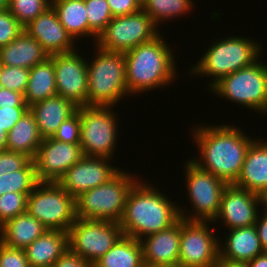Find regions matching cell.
<instances>
[{
  "label": "cell",
  "instance_id": "40",
  "mask_svg": "<svg viewBox=\"0 0 267 267\" xmlns=\"http://www.w3.org/2000/svg\"><path fill=\"white\" fill-rule=\"evenodd\" d=\"M28 110L29 107H0V129L9 132Z\"/></svg>",
  "mask_w": 267,
  "mask_h": 267
},
{
  "label": "cell",
  "instance_id": "35",
  "mask_svg": "<svg viewBox=\"0 0 267 267\" xmlns=\"http://www.w3.org/2000/svg\"><path fill=\"white\" fill-rule=\"evenodd\" d=\"M30 69L2 65L0 86L24 94L29 80Z\"/></svg>",
  "mask_w": 267,
  "mask_h": 267
},
{
  "label": "cell",
  "instance_id": "47",
  "mask_svg": "<svg viewBox=\"0 0 267 267\" xmlns=\"http://www.w3.org/2000/svg\"><path fill=\"white\" fill-rule=\"evenodd\" d=\"M214 267H247L246 264L229 263L219 260Z\"/></svg>",
  "mask_w": 267,
  "mask_h": 267
},
{
  "label": "cell",
  "instance_id": "33",
  "mask_svg": "<svg viewBox=\"0 0 267 267\" xmlns=\"http://www.w3.org/2000/svg\"><path fill=\"white\" fill-rule=\"evenodd\" d=\"M89 28L97 35L105 29L113 16L107 0H84Z\"/></svg>",
  "mask_w": 267,
  "mask_h": 267
},
{
  "label": "cell",
  "instance_id": "3",
  "mask_svg": "<svg viewBox=\"0 0 267 267\" xmlns=\"http://www.w3.org/2000/svg\"><path fill=\"white\" fill-rule=\"evenodd\" d=\"M124 57L129 95L163 87L175 79L174 56L160 34L125 52Z\"/></svg>",
  "mask_w": 267,
  "mask_h": 267
},
{
  "label": "cell",
  "instance_id": "10",
  "mask_svg": "<svg viewBox=\"0 0 267 267\" xmlns=\"http://www.w3.org/2000/svg\"><path fill=\"white\" fill-rule=\"evenodd\" d=\"M112 107L79 106L80 111V145L83 156H113L117 143L116 114Z\"/></svg>",
  "mask_w": 267,
  "mask_h": 267
},
{
  "label": "cell",
  "instance_id": "34",
  "mask_svg": "<svg viewBox=\"0 0 267 267\" xmlns=\"http://www.w3.org/2000/svg\"><path fill=\"white\" fill-rule=\"evenodd\" d=\"M27 195L8 192L0 196V226L17 215L26 212Z\"/></svg>",
  "mask_w": 267,
  "mask_h": 267
},
{
  "label": "cell",
  "instance_id": "12",
  "mask_svg": "<svg viewBox=\"0 0 267 267\" xmlns=\"http://www.w3.org/2000/svg\"><path fill=\"white\" fill-rule=\"evenodd\" d=\"M186 165V186L189 202L194 214L179 209L180 218L185 220L213 221L220 210L222 193L228 185L225 181L199 168L192 160ZM196 214V215H195Z\"/></svg>",
  "mask_w": 267,
  "mask_h": 267
},
{
  "label": "cell",
  "instance_id": "46",
  "mask_svg": "<svg viewBox=\"0 0 267 267\" xmlns=\"http://www.w3.org/2000/svg\"><path fill=\"white\" fill-rule=\"evenodd\" d=\"M7 135L8 132L5 129H0V152L7 150Z\"/></svg>",
  "mask_w": 267,
  "mask_h": 267
},
{
  "label": "cell",
  "instance_id": "42",
  "mask_svg": "<svg viewBox=\"0 0 267 267\" xmlns=\"http://www.w3.org/2000/svg\"><path fill=\"white\" fill-rule=\"evenodd\" d=\"M52 267H93V265L68 247Z\"/></svg>",
  "mask_w": 267,
  "mask_h": 267
},
{
  "label": "cell",
  "instance_id": "36",
  "mask_svg": "<svg viewBox=\"0 0 267 267\" xmlns=\"http://www.w3.org/2000/svg\"><path fill=\"white\" fill-rule=\"evenodd\" d=\"M80 131V111L77 109L72 116L62 122L52 138L61 142L76 144L80 143Z\"/></svg>",
  "mask_w": 267,
  "mask_h": 267
},
{
  "label": "cell",
  "instance_id": "29",
  "mask_svg": "<svg viewBox=\"0 0 267 267\" xmlns=\"http://www.w3.org/2000/svg\"><path fill=\"white\" fill-rule=\"evenodd\" d=\"M93 267H145L140 240L123 235Z\"/></svg>",
  "mask_w": 267,
  "mask_h": 267
},
{
  "label": "cell",
  "instance_id": "15",
  "mask_svg": "<svg viewBox=\"0 0 267 267\" xmlns=\"http://www.w3.org/2000/svg\"><path fill=\"white\" fill-rule=\"evenodd\" d=\"M106 157L83 156L73 164L57 183L75 199L85 191L98 187L113 178L120 169L109 165Z\"/></svg>",
  "mask_w": 267,
  "mask_h": 267
},
{
  "label": "cell",
  "instance_id": "6",
  "mask_svg": "<svg viewBox=\"0 0 267 267\" xmlns=\"http://www.w3.org/2000/svg\"><path fill=\"white\" fill-rule=\"evenodd\" d=\"M136 179L120 170L108 182L83 192L75 199L76 218L119 222Z\"/></svg>",
  "mask_w": 267,
  "mask_h": 267
},
{
  "label": "cell",
  "instance_id": "32",
  "mask_svg": "<svg viewBox=\"0 0 267 267\" xmlns=\"http://www.w3.org/2000/svg\"><path fill=\"white\" fill-rule=\"evenodd\" d=\"M51 6V0H9L7 10L25 28Z\"/></svg>",
  "mask_w": 267,
  "mask_h": 267
},
{
  "label": "cell",
  "instance_id": "19",
  "mask_svg": "<svg viewBox=\"0 0 267 267\" xmlns=\"http://www.w3.org/2000/svg\"><path fill=\"white\" fill-rule=\"evenodd\" d=\"M140 242L145 267L179 263L180 219L170 228L147 235Z\"/></svg>",
  "mask_w": 267,
  "mask_h": 267
},
{
  "label": "cell",
  "instance_id": "1",
  "mask_svg": "<svg viewBox=\"0 0 267 267\" xmlns=\"http://www.w3.org/2000/svg\"><path fill=\"white\" fill-rule=\"evenodd\" d=\"M193 130V138L201 153L199 157L204 161L193 158L192 162L227 184H234L241 173L247 150L254 140L233 125L201 127L200 124Z\"/></svg>",
  "mask_w": 267,
  "mask_h": 267
},
{
  "label": "cell",
  "instance_id": "26",
  "mask_svg": "<svg viewBox=\"0 0 267 267\" xmlns=\"http://www.w3.org/2000/svg\"><path fill=\"white\" fill-rule=\"evenodd\" d=\"M42 140L36 118L28 110L8 132L7 151L23 153L33 160Z\"/></svg>",
  "mask_w": 267,
  "mask_h": 267
},
{
  "label": "cell",
  "instance_id": "13",
  "mask_svg": "<svg viewBox=\"0 0 267 267\" xmlns=\"http://www.w3.org/2000/svg\"><path fill=\"white\" fill-rule=\"evenodd\" d=\"M209 222L212 221L180 218L179 263L184 267H214L220 260L222 244L209 228Z\"/></svg>",
  "mask_w": 267,
  "mask_h": 267
},
{
  "label": "cell",
  "instance_id": "43",
  "mask_svg": "<svg viewBox=\"0 0 267 267\" xmlns=\"http://www.w3.org/2000/svg\"><path fill=\"white\" fill-rule=\"evenodd\" d=\"M0 107H29L24 94L0 86Z\"/></svg>",
  "mask_w": 267,
  "mask_h": 267
},
{
  "label": "cell",
  "instance_id": "49",
  "mask_svg": "<svg viewBox=\"0 0 267 267\" xmlns=\"http://www.w3.org/2000/svg\"><path fill=\"white\" fill-rule=\"evenodd\" d=\"M159 267H184V266L180 263H176V264L164 265V266H159Z\"/></svg>",
  "mask_w": 267,
  "mask_h": 267
},
{
  "label": "cell",
  "instance_id": "44",
  "mask_svg": "<svg viewBox=\"0 0 267 267\" xmlns=\"http://www.w3.org/2000/svg\"><path fill=\"white\" fill-rule=\"evenodd\" d=\"M263 217L262 215L257 217L255 222V227L258 232L260 244L264 251H267V209L264 208ZM261 217V218H260Z\"/></svg>",
  "mask_w": 267,
  "mask_h": 267
},
{
  "label": "cell",
  "instance_id": "7",
  "mask_svg": "<svg viewBox=\"0 0 267 267\" xmlns=\"http://www.w3.org/2000/svg\"><path fill=\"white\" fill-rule=\"evenodd\" d=\"M26 212L48 230L68 232L76 220L75 198L57 182H39L27 197Z\"/></svg>",
  "mask_w": 267,
  "mask_h": 267
},
{
  "label": "cell",
  "instance_id": "45",
  "mask_svg": "<svg viewBox=\"0 0 267 267\" xmlns=\"http://www.w3.org/2000/svg\"><path fill=\"white\" fill-rule=\"evenodd\" d=\"M247 267H267V251L256 256L254 259L246 263Z\"/></svg>",
  "mask_w": 267,
  "mask_h": 267
},
{
  "label": "cell",
  "instance_id": "23",
  "mask_svg": "<svg viewBox=\"0 0 267 267\" xmlns=\"http://www.w3.org/2000/svg\"><path fill=\"white\" fill-rule=\"evenodd\" d=\"M48 57L43 47L25 30L8 45L0 47V63L5 66L31 69Z\"/></svg>",
  "mask_w": 267,
  "mask_h": 267
},
{
  "label": "cell",
  "instance_id": "31",
  "mask_svg": "<svg viewBox=\"0 0 267 267\" xmlns=\"http://www.w3.org/2000/svg\"><path fill=\"white\" fill-rule=\"evenodd\" d=\"M192 4V0H147L142 9L158 26L164 19L168 21L186 12L189 13V10H192Z\"/></svg>",
  "mask_w": 267,
  "mask_h": 267
},
{
  "label": "cell",
  "instance_id": "18",
  "mask_svg": "<svg viewBox=\"0 0 267 267\" xmlns=\"http://www.w3.org/2000/svg\"><path fill=\"white\" fill-rule=\"evenodd\" d=\"M24 30L43 47L49 56L76 50L74 39L60 23L52 5L32 20Z\"/></svg>",
  "mask_w": 267,
  "mask_h": 267
},
{
  "label": "cell",
  "instance_id": "9",
  "mask_svg": "<svg viewBox=\"0 0 267 267\" xmlns=\"http://www.w3.org/2000/svg\"><path fill=\"white\" fill-rule=\"evenodd\" d=\"M158 26L143 10L113 17L96 40L97 48L109 52L125 53L159 35Z\"/></svg>",
  "mask_w": 267,
  "mask_h": 267
},
{
  "label": "cell",
  "instance_id": "37",
  "mask_svg": "<svg viewBox=\"0 0 267 267\" xmlns=\"http://www.w3.org/2000/svg\"><path fill=\"white\" fill-rule=\"evenodd\" d=\"M23 30L24 28L7 9L0 11V47L8 45Z\"/></svg>",
  "mask_w": 267,
  "mask_h": 267
},
{
  "label": "cell",
  "instance_id": "38",
  "mask_svg": "<svg viewBox=\"0 0 267 267\" xmlns=\"http://www.w3.org/2000/svg\"><path fill=\"white\" fill-rule=\"evenodd\" d=\"M32 159L19 152H0V176L23 169Z\"/></svg>",
  "mask_w": 267,
  "mask_h": 267
},
{
  "label": "cell",
  "instance_id": "16",
  "mask_svg": "<svg viewBox=\"0 0 267 267\" xmlns=\"http://www.w3.org/2000/svg\"><path fill=\"white\" fill-rule=\"evenodd\" d=\"M83 157L80 143L70 144L45 138L33 161L39 182H57L58 179Z\"/></svg>",
  "mask_w": 267,
  "mask_h": 267
},
{
  "label": "cell",
  "instance_id": "21",
  "mask_svg": "<svg viewBox=\"0 0 267 267\" xmlns=\"http://www.w3.org/2000/svg\"><path fill=\"white\" fill-rule=\"evenodd\" d=\"M227 236L219 247L222 261L246 264L264 252L255 225L231 229Z\"/></svg>",
  "mask_w": 267,
  "mask_h": 267
},
{
  "label": "cell",
  "instance_id": "30",
  "mask_svg": "<svg viewBox=\"0 0 267 267\" xmlns=\"http://www.w3.org/2000/svg\"><path fill=\"white\" fill-rule=\"evenodd\" d=\"M38 183L35 164L31 160L23 169L0 176V196L8 192L24 193L28 196Z\"/></svg>",
  "mask_w": 267,
  "mask_h": 267
},
{
  "label": "cell",
  "instance_id": "41",
  "mask_svg": "<svg viewBox=\"0 0 267 267\" xmlns=\"http://www.w3.org/2000/svg\"><path fill=\"white\" fill-rule=\"evenodd\" d=\"M113 17L133 14L142 9L137 0H107Z\"/></svg>",
  "mask_w": 267,
  "mask_h": 267
},
{
  "label": "cell",
  "instance_id": "20",
  "mask_svg": "<svg viewBox=\"0 0 267 267\" xmlns=\"http://www.w3.org/2000/svg\"><path fill=\"white\" fill-rule=\"evenodd\" d=\"M255 139L247 150L234 185L261 196L267 193V142Z\"/></svg>",
  "mask_w": 267,
  "mask_h": 267
},
{
  "label": "cell",
  "instance_id": "48",
  "mask_svg": "<svg viewBox=\"0 0 267 267\" xmlns=\"http://www.w3.org/2000/svg\"><path fill=\"white\" fill-rule=\"evenodd\" d=\"M9 0H0V11L6 10L8 8Z\"/></svg>",
  "mask_w": 267,
  "mask_h": 267
},
{
  "label": "cell",
  "instance_id": "22",
  "mask_svg": "<svg viewBox=\"0 0 267 267\" xmlns=\"http://www.w3.org/2000/svg\"><path fill=\"white\" fill-rule=\"evenodd\" d=\"M78 109L72 101L54 95L29 107L36 118L39 133L43 139L52 138L63 121Z\"/></svg>",
  "mask_w": 267,
  "mask_h": 267
},
{
  "label": "cell",
  "instance_id": "8",
  "mask_svg": "<svg viewBox=\"0 0 267 267\" xmlns=\"http://www.w3.org/2000/svg\"><path fill=\"white\" fill-rule=\"evenodd\" d=\"M257 60L223 77L211 89L231 102L267 114V65Z\"/></svg>",
  "mask_w": 267,
  "mask_h": 267
},
{
  "label": "cell",
  "instance_id": "14",
  "mask_svg": "<svg viewBox=\"0 0 267 267\" xmlns=\"http://www.w3.org/2000/svg\"><path fill=\"white\" fill-rule=\"evenodd\" d=\"M75 51L50 55L55 68L57 95L78 107L87 106V60Z\"/></svg>",
  "mask_w": 267,
  "mask_h": 267
},
{
  "label": "cell",
  "instance_id": "2",
  "mask_svg": "<svg viewBox=\"0 0 267 267\" xmlns=\"http://www.w3.org/2000/svg\"><path fill=\"white\" fill-rule=\"evenodd\" d=\"M141 182L130 189L119 221L123 235L137 240L168 229L180 219L178 205L152 185Z\"/></svg>",
  "mask_w": 267,
  "mask_h": 267
},
{
  "label": "cell",
  "instance_id": "39",
  "mask_svg": "<svg viewBox=\"0 0 267 267\" xmlns=\"http://www.w3.org/2000/svg\"><path fill=\"white\" fill-rule=\"evenodd\" d=\"M0 267H30L25 250L8 247L0 241Z\"/></svg>",
  "mask_w": 267,
  "mask_h": 267
},
{
  "label": "cell",
  "instance_id": "25",
  "mask_svg": "<svg viewBox=\"0 0 267 267\" xmlns=\"http://www.w3.org/2000/svg\"><path fill=\"white\" fill-rule=\"evenodd\" d=\"M48 229L27 212L0 226V241L8 247L25 249Z\"/></svg>",
  "mask_w": 267,
  "mask_h": 267
},
{
  "label": "cell",
  "instance_id": "28",
  "mask_svg": "<svg viewBox=\"0 0 267 267\" xmlns=\"http://www.w3.org/2000/svg\"><path fill=\"white\" fill-rule=\"evenodd\" d=\"M57 95L55 68L51 57L30 69L24 100L30 107L33 104Z\"/></svg>",
  "mask_w": 267,
  "mask_h": 267
},
{
  "label": "cell",
  "instance_id": "24",
  "mask_svg": "<svg viewBox=\"0 0 267 267\" xmlns=\"http://www.w3.org/2000/svg\"><path fill=\"white\" fill-rule=\"evenodd\" d=\"M68 247V232L47 230L24 250L30 267H52Z\"/></svg>",
  "mask_w": 267,
  "mask_h": 267
},
{
  "label": "cell",
  "instance_id": "17",
  "mask_svg": "<svg viewBox=\"0 0 267 267\" xmlns=\"http://www.w3.org/2000/svg\"><path fill=\"white\" fill-rule=\"evenodd\" d=\"M258 204L263 205V196L228 184L222 193L220 210L213 222L221 219L229 230L255 225L260 213Z\"/></svg>",
  "mask_w": 267,
  "mask_h": 267
},
{
  "label": "cell",
  "instance_id": "27",
  "mask_svg": "<svg viewBox=\"0 0 267 267\" xmlns=\"http://www.w3.org/2000/svg\"><path fill=\"white\" fill-rule=\"evenodd\" d=\"M51 5L60 23L74 40L80 36H93L97 40L98 36L89 28L84 0H51Z\"/></svg>",
  "mask_w": 267,
  "mask_h": 267
},
{
  "label": "cell",
  "instance_id": "11",
  "mask_svg": "<svg viewBox=\"0 0 267 267\" xmlns=\"http://www.w3.org/2000/svg\"><path fill=\"white\" fill-rule=\"evenodd\" d=\"M122 236L119 222L76 218L68 231V244L94 265Z\"/></svg>",
  "mask_w": 267,
  "mask_h": 267
},
{
  "label": "cell",
  "instance_id": "50",
  "mask_svg": "<svg viewBox=\"0 0 267 267\" xmlns=\"http://www.w3.org/2000/svg\"><path fill=\"white\" fill-rule=\"evenodd\" d=\"M263 207L267 209V193L263 196Z\"/></svg>",
  "mask_w": 267,
  "mask_h": 267
},
{
  "label": "cell",
  "instance_id": "5",
  "mask_svg": "<svg viewBox=\"0 0 267 267\" xmlns=\"http://www.w3.org/2000/svg\"><path fill=\"white\" fill-rule=\"evenodd\" d=\"M215 42L190 70L194 75L214 77L209 88L223 77L253 64L260 56L261 46L249 38L231 36Z\"/></svg>",
  "mask_w": 267,
  "mask_h": 267
},
{
  "label": "cell",
  "instance_id": "4",
  "mask_svg": "<svg viewBox=\"0 0 267 267\" xmlns=\"http://www.w3.org/2000/svg\"><path fill=\"white\" fill-rule=\"evenodd\" d=\"M89 64L87 106L113 107L128 93L124 53L97 49Z\"/></svg>",
  "mask_w": 267,
  "mask_h": 267
},
{
  "label": "cell",
  "instance_id": "51",
  "mask_svg": "<svg viewBox=\"0 0 267 267\" xmlns=\"http://www.w3.org/2000/svg\"><path fill=\"white\" fill-rule=\"evenodd\" d=\"M146 1H147V0H137V2H138L141 6H143L144 3H145Z\"/></svg>",
  "mask_w": 267,
  "mask_h": 267
}]
</instances>
